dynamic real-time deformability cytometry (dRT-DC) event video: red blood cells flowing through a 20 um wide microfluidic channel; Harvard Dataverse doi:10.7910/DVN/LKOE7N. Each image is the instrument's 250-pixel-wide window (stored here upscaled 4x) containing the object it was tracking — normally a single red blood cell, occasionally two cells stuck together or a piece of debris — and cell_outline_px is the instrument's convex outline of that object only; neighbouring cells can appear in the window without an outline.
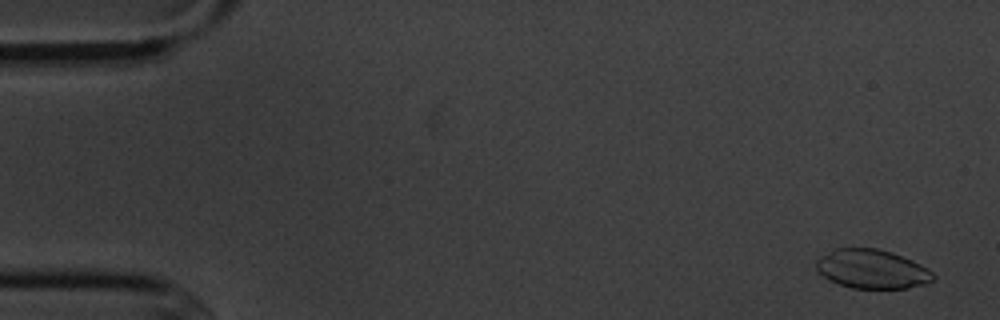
{"species": "common noctule bat (a hibernating species)", "species_latin": "Nyctalus noctula", "temperature_condition": "cold", "stored_images_in_passage": 5, "camera_frame_rate_fps": 3000, "um_per_image_px": 0.085, "animal": {"sex": "male", "body_mass_g": 20.1, "forearm_length_mm": 53.5}, "frame": {"image": 1, "passage_image": 1, "time_ms": 0.0, "image_size_px": [1000, 320], "cell_outline_px": [[936, 280], [924, 284], [908, 288], [852, 288], [840, 284], [824, 276], [816, 268], [816, 260], [820, 256], [836, 248], [876, 248], [892, 252], [912, 260], [928, 268], [936, 276]], "centroid_in_image_um": [74.16, 22.86], "position_along_channel_um": 10.8, "area_um2": 26.53}}